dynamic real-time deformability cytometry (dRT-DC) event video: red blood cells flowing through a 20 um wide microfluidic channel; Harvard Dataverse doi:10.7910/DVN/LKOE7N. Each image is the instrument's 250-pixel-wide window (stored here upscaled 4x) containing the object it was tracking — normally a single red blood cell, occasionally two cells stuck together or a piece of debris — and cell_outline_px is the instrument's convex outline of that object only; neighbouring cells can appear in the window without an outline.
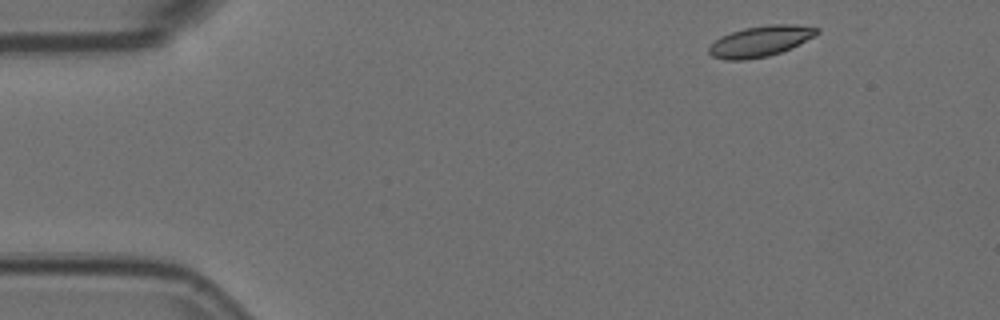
{"species": "Egyptian fruit bat (a non-hibernating species)", "species_latin": "Rousettus aegyptiacus", "temperature_condition": "room temperature", "stored_images_in_passage": 3, "camera_frame_rate_fps": 3000, "um_per_image_px": 0.085, "animal": {"sex": "female"}, "frame": {"image": 1, "passage_image": 1, "time_ms": 0.0, "image_size_px": [1000, 320], "cell_outline_px": [[820, 32], [816, 36], [792, 48], [768, 56], [744, 60], [724, 60], [712, 56], [708, 52], [708, 48], [720, 36], [744, 28], [768, 24], [796, 24], [820, 28]], "centroid_in_image_um": [64.67, 3.5], "position_along_channel_um": 20.3, "area_um2": 19.54}}